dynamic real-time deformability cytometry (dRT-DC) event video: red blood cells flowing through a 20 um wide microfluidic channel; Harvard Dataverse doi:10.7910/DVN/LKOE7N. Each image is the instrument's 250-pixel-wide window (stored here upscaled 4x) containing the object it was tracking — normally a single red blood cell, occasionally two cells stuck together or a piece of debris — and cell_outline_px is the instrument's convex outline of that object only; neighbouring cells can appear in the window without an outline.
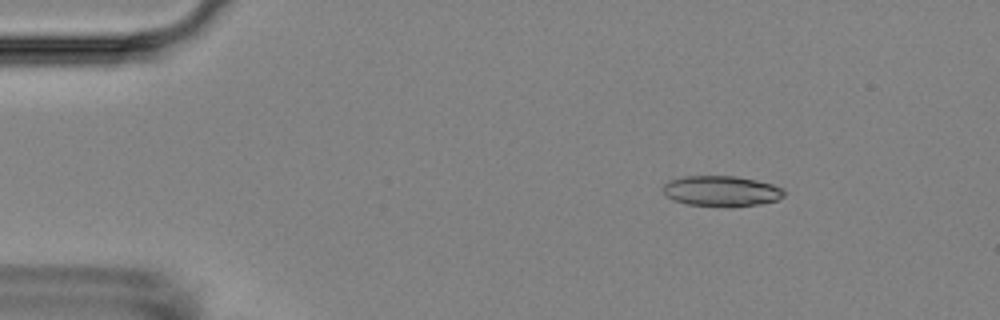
{"species": "Egyptian fruit bat (a non-hibernating species)", "species_latin": "Rousettus aegyptiacus", "temperature_condition": "room temperature", "stored_images_in_passage": 10, "camera_frame_rate_fps": 3000, "um_per_image_px": 0.085, "animal": {"sex": "female"}, "frame": {"image": 1, "passage_image": 7, "time_ms": 1668.667, "image_size_px": [1000, 320], "cell_outline_px": [[784, 196], [776, 200], [760, 204], [688, 204], [676, 200], [668, 196], [660, 188], [668, 180], [684, 176], [736, 176], [756, 180], [772, 184], [784, 188]], "centroid_in_image_um": [61.31, 16.18], "position_along_channel_um": 23.7, "area_um2": 20.75}}